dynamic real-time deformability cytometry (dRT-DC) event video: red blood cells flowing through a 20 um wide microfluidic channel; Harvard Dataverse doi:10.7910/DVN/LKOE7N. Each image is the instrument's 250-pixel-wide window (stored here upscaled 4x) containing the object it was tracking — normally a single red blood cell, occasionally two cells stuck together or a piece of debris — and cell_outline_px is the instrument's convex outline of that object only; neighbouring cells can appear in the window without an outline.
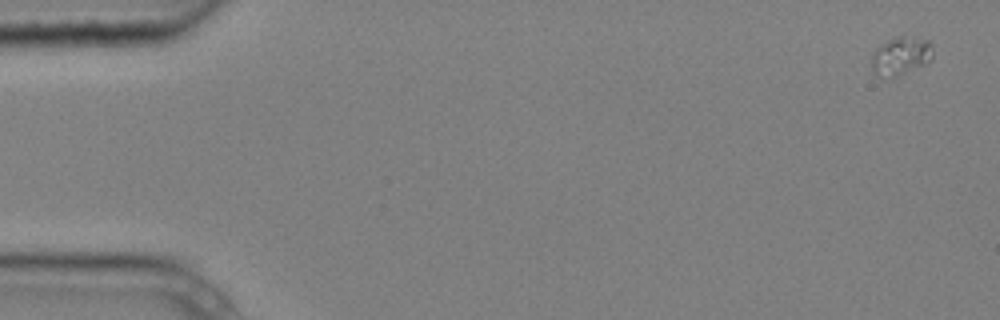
{"species": "common noctule bat (a hibernating species)", "species_latin": "Nyctalus noctula", "temperature_condition": "cold", "stored_images_in_passage": 4, "camera_frame_rate_fps": 3000, "um_per_image_px": 0.085, "animal": {"sex": "male", "body_mass_g": 20.4}, "frame": {"image": 1, "passage_image": 1, "time_ms": 0.0, "image_size_px": [1000, 320], "cell_outline_px": [[932, 60], [896, 76], [876, 76], [872, 72], [872, 56], [876, 48], [888, 40], [900, 36], [928, 40], [932, 52]], "centroid_in_image_um": [76.53, 4.76], "position_along_channel_um": 8.5, "area_um2": 13.18}}